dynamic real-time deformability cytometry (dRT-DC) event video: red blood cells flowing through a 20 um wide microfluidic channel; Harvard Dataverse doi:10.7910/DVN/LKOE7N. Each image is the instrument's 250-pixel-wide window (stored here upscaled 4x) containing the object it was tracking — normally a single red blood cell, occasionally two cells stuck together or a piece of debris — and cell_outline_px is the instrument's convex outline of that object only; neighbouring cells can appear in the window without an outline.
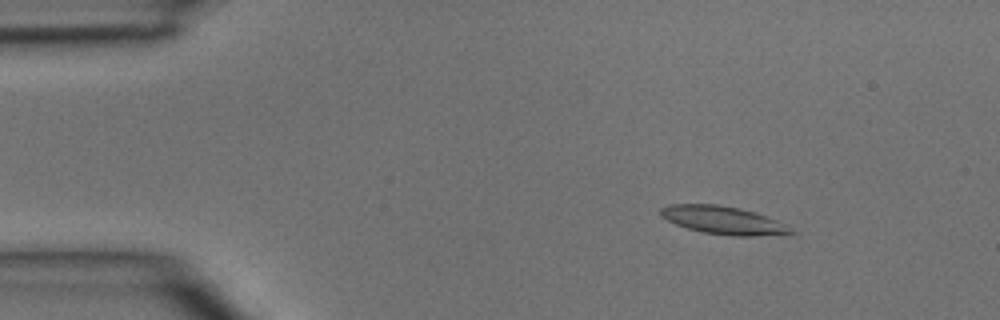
{"species": "common noctule bat (a hibernating species)", "species_latin": "Nyctalus noctula", "temperature_condition": "room temperature", "stored_images_in_passage": 4, "camera_frame_rate_fps": 3000, "um_per_image_px": 0.085, "animal": {"sex": "male", "body_mass_g": 15.6}, "frame": {"image": 1, "passage_image": 1, "time_ms": 0.0, "image_size_px": [1000, 320], "cell_outline_px": [[796, 232], [792, 236], [736, 236], [704, 232], [688, 228], [676, 224], [660, 216], [660, 208], [668, 204], [716, 204], [740, 208], [776, 220], [784, 224]], "centroid_in_image_um": [61.53, 18.73], "position_along_channel_um": 23.5, "area_um2": 21.33}}
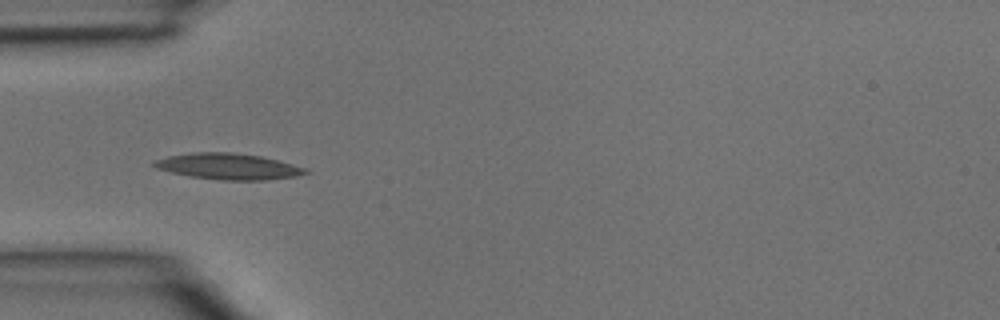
{"frame": {"image": 2, "passage_image": 3, "time_ms": 0.667, "image_size_px": [1000, 320], "cell_outline_px": [[312, 172], [296, 176], [264, 180], [220, 180], [188, 176], [156, 168], [148, 164], [152, 160], [168, 156], [192, 152], [232, 152], [260, 156], [308, 168]], "centroid_in_image_um": [19.37, 14.14], "position_along_channel_um": 65.6, "area_um2": 23.18}}
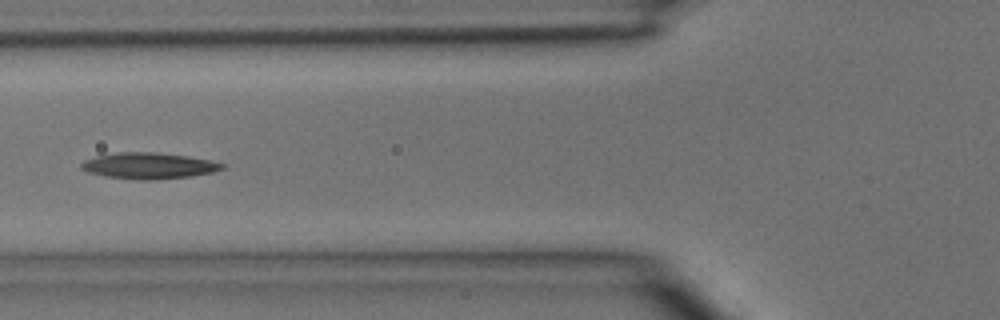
{"frame": {"image": 3, "passage_image": 4, "time_ms": 1.0, "image_size_px": [1000, 320], "cell_outline_px": [[224, 168], [212, 172], [192, 176], [152, 180], [140, 180], [108, 176], [88, 172], [80, 168], [80, 164], [84, 160], [100, 156], [120, 152], [152, 152], [188, 156], [212, 160], [224, 164]], "centroid_in_image_um": [12.68, 14.09], "position_along_channel_um": 113.1, "area_um2": 21.21}}